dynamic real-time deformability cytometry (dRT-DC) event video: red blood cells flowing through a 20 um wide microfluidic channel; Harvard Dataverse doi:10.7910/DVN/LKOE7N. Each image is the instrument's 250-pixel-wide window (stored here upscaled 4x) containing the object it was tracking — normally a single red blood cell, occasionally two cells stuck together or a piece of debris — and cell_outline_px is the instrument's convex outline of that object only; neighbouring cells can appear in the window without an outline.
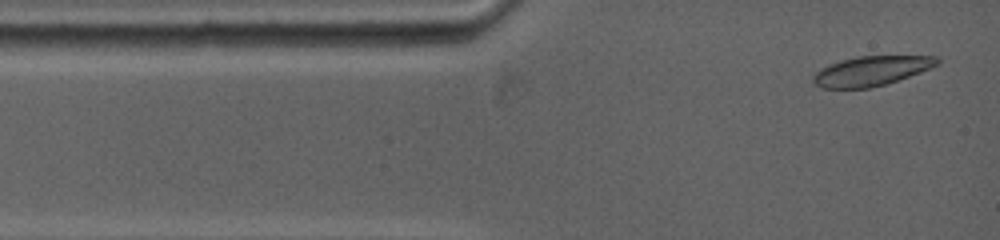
{"species": "common noctule bat (a hibernating species)", "species_latin": "Nyctalus noctula", "temperature_condition": "warm", "stored_images_in_passage": 3, "camera_frame_rate_fps": 5000, "um_per_image_px": 0.085, "animal": {"sex": "female", "body_mass_g": 19.0, "forearm_length_mm": 53.3}, "frame": {"image": 1, "passage_image": 1, "time_ms": 0.0, "image_size_px": [1000, 240], "cell_outline_px": [[940, 64], [920, 72], [884, 84], [868, 88], [820, 88], [812, 80], [812, 76], [820, 68], [828, 64], [840, 60], [856, 56], [936, 56], [940, 60]], "centroid_in_image_um": [74.02, 6.02], "position_along_channel_um": 11.0, "area_um2": 21.33}}
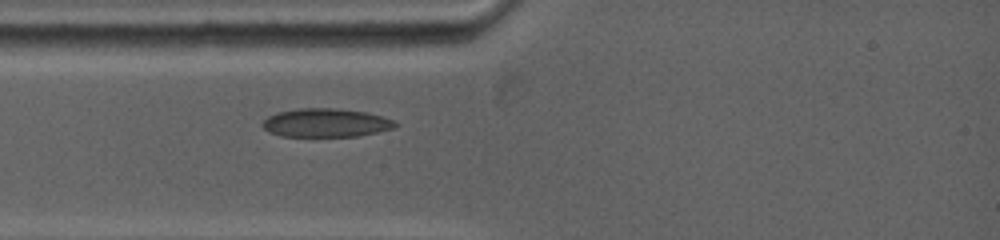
{"frame": {"image": 2, "passage_image": 3, "time_ms": 2.2, "image_size_px": [1000, 240], "cell_outline_px": [[396, 124], [392, 128], [376, 132], [356, 136], [280, 136], [268, 132], [260, 124], [268, 116], [276, 112], [300, 108], [336, 108], [364, 112], [380, 116], [392, 120]], "centroid_in_image_um": [27.61, 10.43], "position_along_channel_um": 57.4, "area_um2": 21.85}}